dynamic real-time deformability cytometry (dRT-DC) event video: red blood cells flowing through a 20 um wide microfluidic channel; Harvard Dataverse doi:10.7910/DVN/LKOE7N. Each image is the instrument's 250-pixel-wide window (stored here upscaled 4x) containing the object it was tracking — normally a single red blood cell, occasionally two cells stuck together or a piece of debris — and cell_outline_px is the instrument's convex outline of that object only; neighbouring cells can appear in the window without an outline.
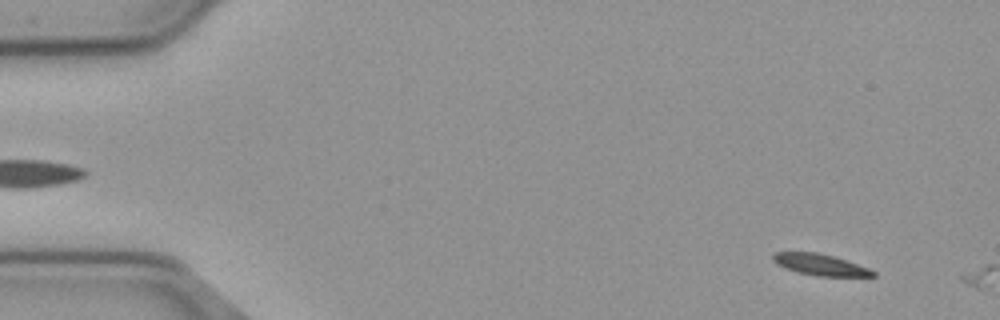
{"species": "common noctule bat (a hibernating species)", "species_latin": "Nyctalus noctula", "temperature_condition": "cold", "stored_images_in_passage": 6, "camera_frame_rate_fps": 3000, "um_per_image_px": 0.085, "animal": {"sex": "male", "body_mass_g": 23.1, "forearm_length_mm": 52.7}, "frame": {"image": 1, "passage_image": 4, "time_ms": 1.0, "image_size_px": [1000, 320], "cell_outline_px": [[876, 276], [816, 276], [796, 272], [784, 268], [776, 264], [772, 260], [772, 252], [816, 252], [832, 256], [868, 268], [876, 272]], "centroid_in_image_um": [69.64, 22.5], "position_along_channel_um": 15.4, "area_um2": 12.37}}